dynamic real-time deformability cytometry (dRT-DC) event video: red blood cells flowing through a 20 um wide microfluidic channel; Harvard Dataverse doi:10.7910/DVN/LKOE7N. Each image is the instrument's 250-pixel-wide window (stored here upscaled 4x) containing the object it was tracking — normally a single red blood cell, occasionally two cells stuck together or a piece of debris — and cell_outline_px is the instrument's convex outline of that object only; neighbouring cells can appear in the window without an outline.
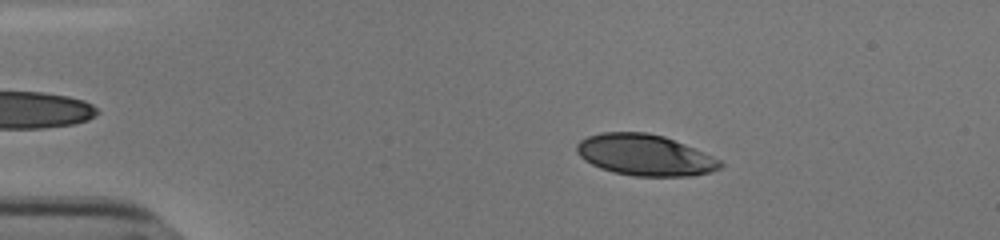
{"species": "human", "species_latin": "Homo sapiens", "temperature_condition": "cold", "stored_images_in_passage": 51, "camera_frame_rate_fps": 3000, "um_per_image_px": 0.085, "donor": {"sex": "male"}, "frame": {"image": 1, "passage_image": 7, "time_ms": 2.0, "image_size_px": [1000, 240], "cell_outline_px": [[724, 164], [720, 168], [712, 172], [692, 176], [636, 176], [616, 172], [600, 168], [584, 160], [576, 152], [576, 144], [580, 140], [588, 136], [600, 132], [648, 132], [664, 136], [684, 144], [712, 156], [720, 160]], "centroid_in_image_um": [54.81, 13.17], "position_along_channel_um": 30.2, "area_um2": 34.39}}
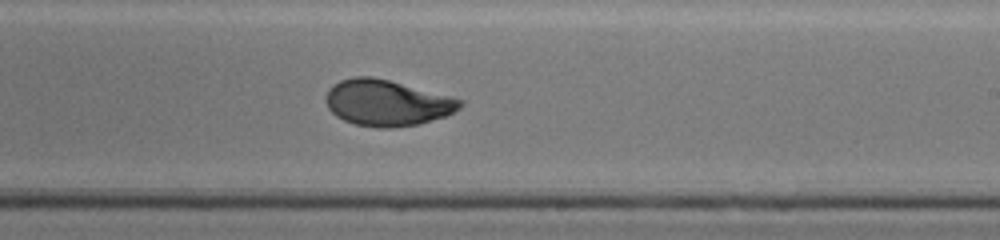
{"frame": {"image": 2, "passage_image": 30, "time_ms": 9.667, "image_size_px": [1000, 240], "cell_outline_px": [[464, 104], [460, 108], [444, 116], [420, 124], [392, 128], [376, 128], [356, 124], [344, 120], [336, 116], [328, 108], [324, 100], [328, 88], [332, 84], [340, 80], [352, 76], [372, 76], [388, 80], [464, 100]], "centroid_in_image_um": [32.84, 8.74], "position_along_channel_um": 256.2, "area_um2": 36.07}}
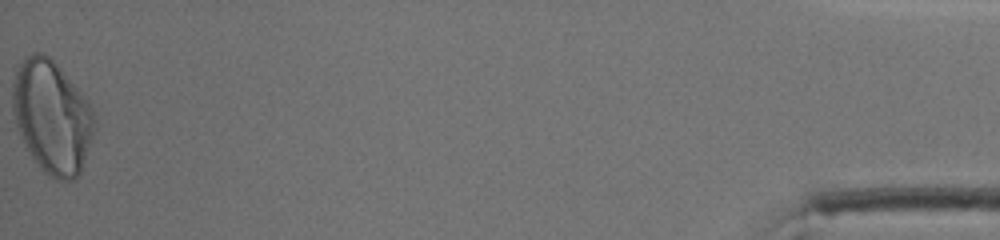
{"frame": {"image": 3, "passage_image": 51, "time_ms": 16.667, "image_size_px": [1000, 240], "cell_outline_px": [[96, 128], [80, 172], [72, 180], [56, 180], [48, 176], [32, 160], [16, 124], [12, 108], [12, 80], [16, 68], [32, 52], [44, 52], [64, 72], [88, 100], [92, 108], [96, 120]], "centroid_in_image_um": [4.42, 9.93], "position_along_channel_um": 430.8, "area_um2": 54.04}, "authors_computed_cell_mechanics": {"area_um2": 35.7782, "velocity_mm_per_s": 3.8105, "shape_relaxation_time_tau1_ms": 4.001, "shape_relaxation_time_tau2_ms": 1.1308, "deformation_change_tau1": 0.1737, "deformation_change_tau2": 0.0543}}